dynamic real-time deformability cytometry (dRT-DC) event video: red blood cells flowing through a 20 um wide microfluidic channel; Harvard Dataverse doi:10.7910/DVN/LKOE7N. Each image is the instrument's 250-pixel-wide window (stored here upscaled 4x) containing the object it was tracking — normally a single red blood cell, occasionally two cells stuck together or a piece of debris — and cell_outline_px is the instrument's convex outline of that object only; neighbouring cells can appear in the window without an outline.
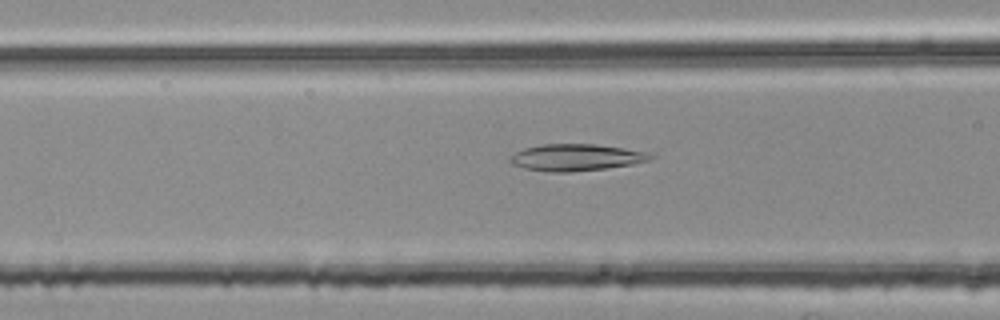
{"species": "common noctule bat (a hibernating species)", "species_latin": "Nyctalus noctula", "temperature_condition": "room temperature", "stored_images_in_passage": 34, "camera_frame_rate_fps": 3000, "um_per_image_px": 0.085, "animal": {"sex": "female", "body_mass_g": 25.1}, "frame": {"image": 1, "passage_image": 11, "time_ms": 3.333, "image_size_px": [1000, 320], "cell_outline_px": [[656, 156], [652, 160], [632, 164], [608, 168], [568, 172], [548, 172], [524, 168], [512, 164], [508, 160], [516, 152], [524, 148], [540, 144], [596, 144], [648, 152]], "centroid_in_image_um": [48.99, 13.38], "position_along_channel_um": 117.6, "area_um2": 21.96}}
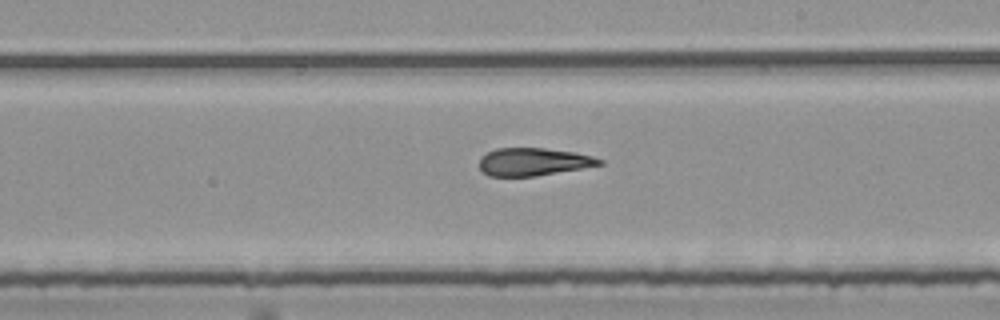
{"frame": {"image": 2, "passage_image": 21, "time_ms": 6.667, "image_size_px": [1000, 320], "cell_outline_px": [[604, 164], [536, 176], [488, 176], [480, 168], [480, 156], [496, 148], [544, 148], [576, 152], [592, 156], [604, 160]], "centroid_in_image_um": [45.35, 13.75], "position_along_channel_um": 243.7, "area_um2": 19.42}}
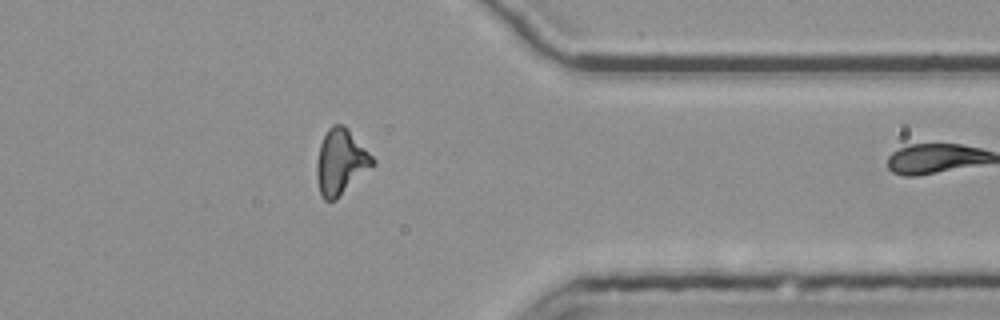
{"frame": {"image": 3, "passage_image": 33, "time_ms": 10.667, "image_size_px": [1000, 320], "cell_outline_px": [[376, 164], [336, 200], [324, 200], [320, 192], [316, 176], [316, 164], [320, 144], [328, 128], [332, 124], [344, 124], [348, 128], [376, 160]], "centroid_in_image_um": [28.98, 13.76], "position_along_channel_um": 382.4, "area_um2": 21.44}}